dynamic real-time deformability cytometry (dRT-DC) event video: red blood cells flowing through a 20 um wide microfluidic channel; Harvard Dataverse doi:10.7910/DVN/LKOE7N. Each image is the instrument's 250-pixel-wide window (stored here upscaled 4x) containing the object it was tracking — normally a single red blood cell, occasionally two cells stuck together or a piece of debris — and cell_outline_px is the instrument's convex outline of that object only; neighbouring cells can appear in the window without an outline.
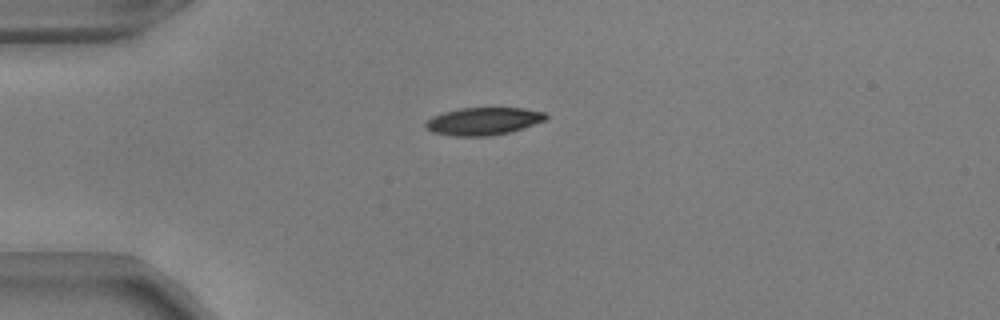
{"species": "common noctule bat (a hibernating species)", "species_latin": "Nyctalus noctula", "temperature_condition": "warm", "stored_images_in_passage": 40, "camera_frame_rate_fps": 3000, "um_per_image_px": 0.085, "animal": {"sex": "male", "body_mass_g": 17.9, "forearm_length_mm": 54.2}, "frame": {"image": 1, "passage_image": 1, "time_ms": 0.0, "image_size_px": [1000, 320], "cell_outline_px": [[548, 116], [544, 120], [508, 132], [488, 136], [456, 136], [432, 132], [424, 124], [432, 116], [444, 112], [460, 108], [524, 108], [544, 112]], "centroid_in_image_um": [41.05, 10.29], "position_along_channel_um": 43.9, "area_um2": 18.96}}
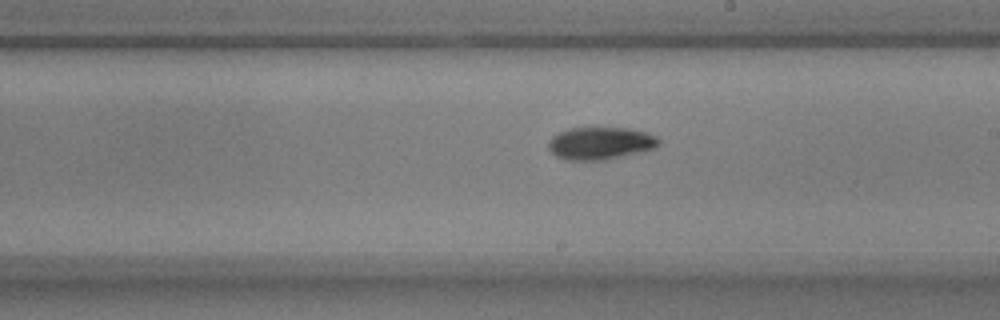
{"frame": {"image": 2, "passage_image": 18, "time_ms": 5.667, "image_size_px": [1000, 320], "cell_outline_px": [[660, 144], [656, 148], [604, 160], [568, 160], [556, 156], [548, 148], [548, 140], [552, 136], [568, 128], [628, 128], [644, 132], [656, 136], [660, 140]], "centroid_in_image_um": [51.02, 12.17], "position_along_channel_um": 238.0, "area_um2": 20.81}}
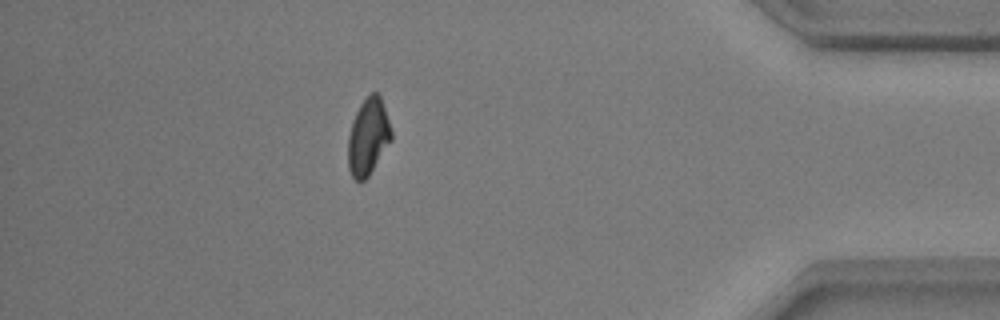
{"frame": {"image": 3, "passage_image": 34, "time_ms": 11.0, "image_size_px": [1000, 320], "cell_outline_px": [[392, 140], [368, 176], [364, 180], [356, 180], [352, 176], [348, 168], [348, 136], [352, 120], [360, 104], [372, 92], [376, 92], [380, 96], [392, 132]], "centroid_in_image_um": [31.28, 11.63], "position_along_channel_um": 403.9, "area_um2": 19.13}, "authors_computed_cell_mechanics": {"area_um2": 19.7965, "velocity_mm_per_s": 3.8522, "shape_relaxation_time_tau1_ms": 4.4195, "shape_relaxation_time_tau2_ms": 4.2718, "deformation_change_tau1": 0.1662, "deformation_change_tau2": 0.0841}}